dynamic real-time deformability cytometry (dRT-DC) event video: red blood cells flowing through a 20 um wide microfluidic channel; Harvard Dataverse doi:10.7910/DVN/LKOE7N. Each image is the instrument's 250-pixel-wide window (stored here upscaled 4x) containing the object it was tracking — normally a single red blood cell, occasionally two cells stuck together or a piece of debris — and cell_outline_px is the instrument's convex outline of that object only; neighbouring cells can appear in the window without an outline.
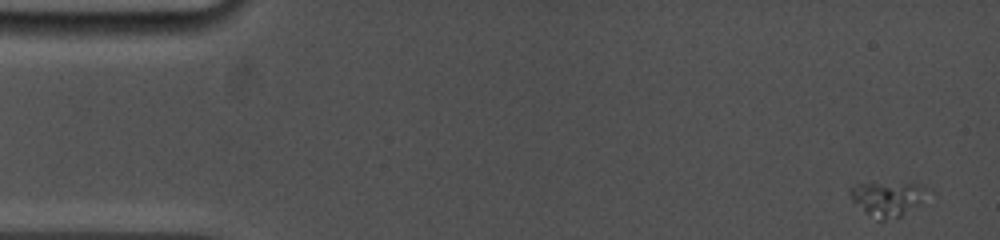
{"species": "common noctule bat (a hibernating species)", "species_latin": "Nyctalus noctula", "temperature_condition": "cold", "stored_images_in_passage": 32, "camera_frame_rate_fps": 5000, "um_per_image_px": 0.085, "animal": {"sex": "female", "body_mass_g": 19.0, "forearm_length_mm": 53.3}, "frame": {"image": 1, "passage_image": 1, "time_ms": 0.0, "image_size_px": [1000, 240], "cell_outline_px": [[928, 188], [920, 200], [916, 204], [900, 216], [884, 220], [876, 220], [864, 212], [852, 200], [848, 192], [848, 188], [856, 184], [924, 184]], "centroid_in_image_um": [75.34, 16.89], "position_along_channel_um": 9.7, "area_um2": 14.97}}
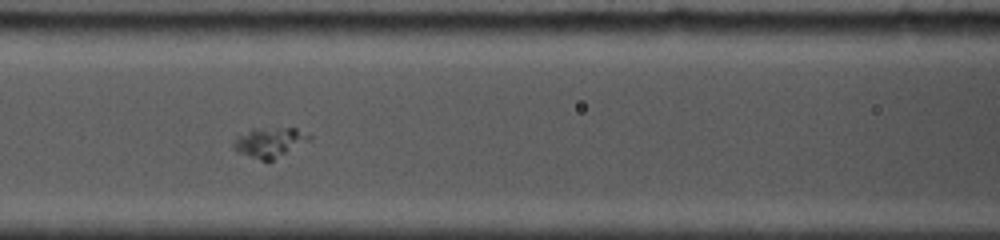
{"frame": {"image": 2, "passage_image": 14, "time_ms": 6.6, "image_size_px": [1000, 240], "cell_outline_px": [[312, 140], [272, 160], [260, 160], [236, 152], [232, 144], [236, 136], [252, 128], [296, 128], [312, 136]], "centroid_in_image_um": [22.91, 12.09], "position_along_channel_um": 143.7, "area_um2": 13.29}}
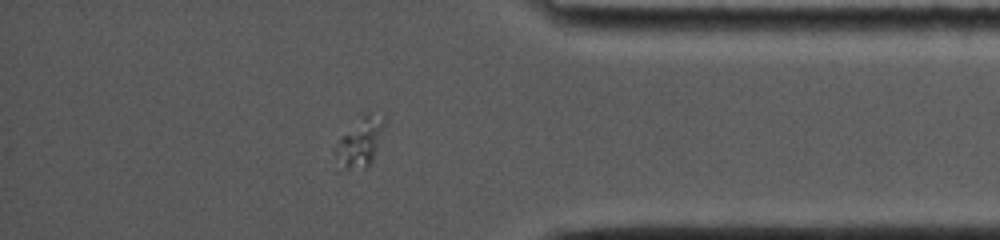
{"frame": {"image": 3, "passage_image": 28, "time_ms": 13.6, "image_size_px": [1000, 240], "cell_outline_px": [[388, 116], [372, 160], [368, 164], [348, 168], [344, 168], [336, 152], [336, 144], [340, 136], [364, 112], [368, 112]], "centroid_in_image_um": [30.67, 11.91], "position_along_channel_um": 404.5, "area_um2": 13.47}}